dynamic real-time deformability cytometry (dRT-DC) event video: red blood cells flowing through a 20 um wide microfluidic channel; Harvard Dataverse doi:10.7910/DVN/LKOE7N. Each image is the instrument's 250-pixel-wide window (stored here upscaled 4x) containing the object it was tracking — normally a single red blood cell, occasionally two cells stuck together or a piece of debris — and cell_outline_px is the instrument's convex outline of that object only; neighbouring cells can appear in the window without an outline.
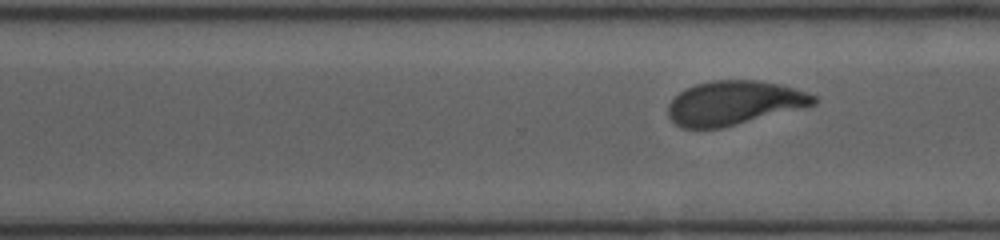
{"species": "human", "species_latin": "Homo sapiens", "temperature_condition": "cold", "stored_images_in_passage": 27, "segment_of_instrument_passage": [2, 2], "camera_frame_rate_fps": 3000, "um_per_image_px": 0.085, "donor": {"sex": "female"}, "frame": {"image": 1, "passage_image": 27, "time_ms": 10.0, "image_size_px": [1000, 240], "cell_outline_px": [[820, 100], [816, 104], [804, 108], [720, 128], [684, 128], [676, 124], [668, 116], [668, 104], [684, 88], [696, 84], [712, 80], [760, 80], [780, 84], [808, 92], [816, 96]], "centroid_in_image_um": [62.44, 8.74], "position_along_channel_um": 308.2, "area_um2": 37.57}}